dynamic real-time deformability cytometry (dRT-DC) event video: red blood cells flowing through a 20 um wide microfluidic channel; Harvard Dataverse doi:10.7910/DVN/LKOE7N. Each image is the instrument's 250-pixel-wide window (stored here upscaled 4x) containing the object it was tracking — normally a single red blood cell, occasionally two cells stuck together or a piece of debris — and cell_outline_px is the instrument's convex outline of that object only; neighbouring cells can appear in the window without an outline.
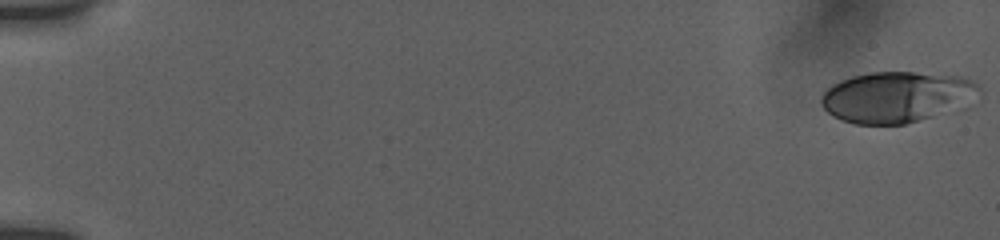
{"species": "human", "species_latin": "Homo sapiens", "temperature_condition": "room temperature", "stored_images_in_passage": 14, "camera_frame_rate_fps": 3000, "um_per_image_px": 0.085, "donor": {"sex": "female"}, "frame": {"image": 1, "passage_image": 1, "time_ms": 0.0, "image_size_px": [1000, 240], "cell_outline_px": [[980, 92], [968, 108], [908, 124], [856, 124], [840, 120], [832, 116], [820, 104], [820, 96], [832, 84], [840, 80], [852, 76], [872, 72], [912, 72], [960, 76], [976, 84], [980, 88]], "centroid_in_image_um": [76.27, 8.27], "position_along_channel_um": 8.7, "area_um2": 47.8}}
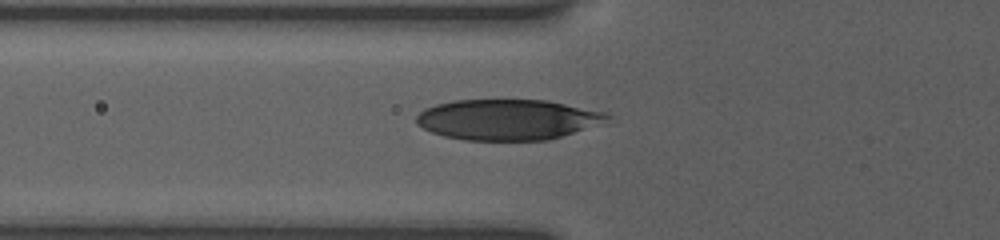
{"frame": {"image": 2, "passage_image": 12, "time_ms": 6.667, "image_size_px": [1000, 240], "cell_outline_px": [[612, 116], [608, 124], [548, 140], [464, 140], [444, 136], [432, 132], [416, 124], [416, 116], [424, 108], [436, 104], [452, 100], [548, 100], [608, 112]], "centroid_in_image_um": [43.26, 10.16], "position_along_channel_um": 82.5, "area_um2": 45.95}}
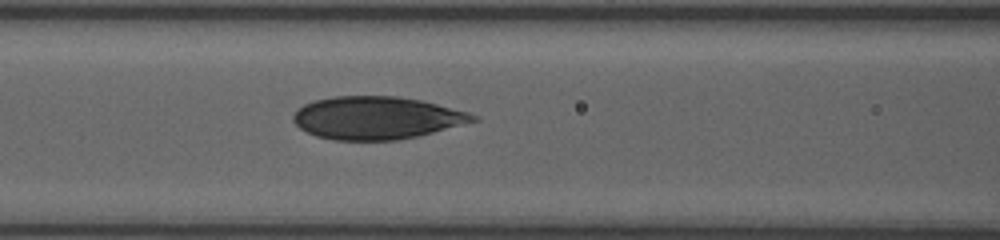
{"frame": {"image": 3, "passage_image": 14, "time_ms": 8.0, "image_size_px": [1000, 240], "cell_outline_px": [[480, 120], [416, 136], [396, 140], [336, 140], [316, 136], [300, 128], [292, 120], [292, 116], [304, 104], [316, 100], [336, 96], [396, 96], [420, 100], [468, 112], [480, 116]], "centroid_in_image_um": [32.02, 10.02], "position_along_channel_um": 134.6, "area_um2": 44.39}}